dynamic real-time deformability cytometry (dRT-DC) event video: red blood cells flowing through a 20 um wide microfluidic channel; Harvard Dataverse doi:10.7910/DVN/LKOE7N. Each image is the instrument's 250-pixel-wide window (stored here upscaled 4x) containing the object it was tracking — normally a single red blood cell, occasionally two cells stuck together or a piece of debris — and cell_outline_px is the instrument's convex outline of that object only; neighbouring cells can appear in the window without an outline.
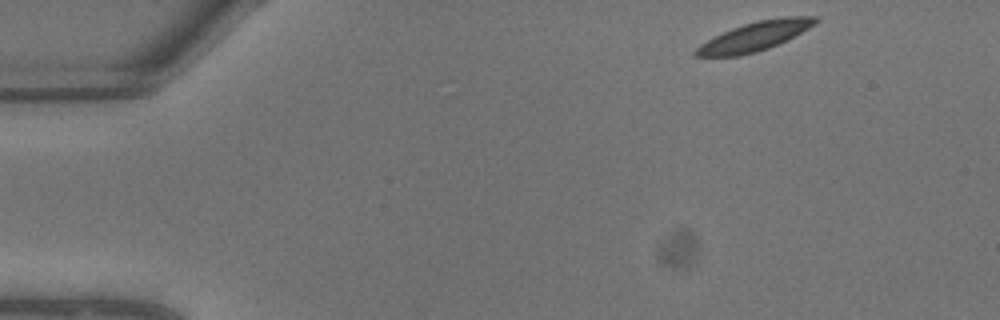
{"species": "common noctule bat (a hibernating species)", "species_latin": "Nyctalus noctula", "temperature_condition": "warm", "stored_images_in_passage": 8, "camera_frame_rate_fps": 3000, "um_per_image_px": 0.085, "animal": {"sex": "male", "body_mass_g": 13.3}, "frame": {"image": 1, "passage_image": 1, "time_ms": 0.0, "image_size_px": [1000, 320], "cell_outline_px": [[820, 20], [816, 24], [768, 48], [756, 52], [740, 56], [692, 56], [692, 52], [700, 44], [732, 28], [744, 24], [760, 20], [784, 16], [816, 16]], "centroid_in_image_um": [64.14, 3.09], "position_along_channel_um": 20.9, "area_um2": 19.88}}
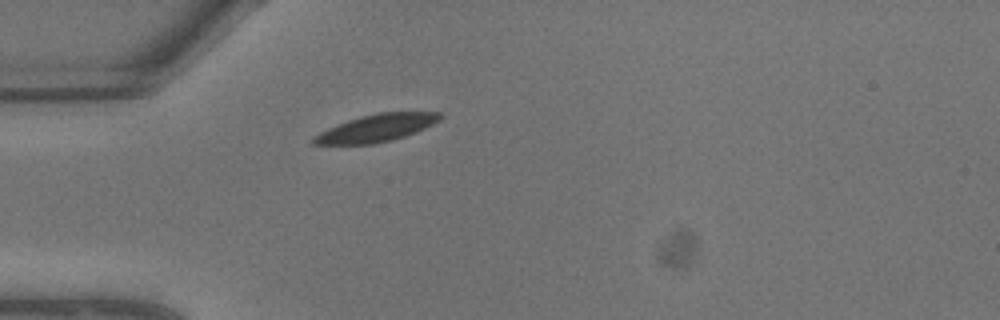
{"frame": {"image": 2, "passage_image": 5, "time_ms": 1.333, "image_size_px": [1000, 320], "cell_outline_px": [[444, 116], [440, 120], [416, 132], [392, 140], [376, 144], [312, 144], [312, 136], [328, 128], [348, 120], [360, 116], [376, 112], [440, 112]], "centroid_in_image_um": [32.0, 10.88], "position_along_channel_um": 53.0, "area_um2": 20.17}}
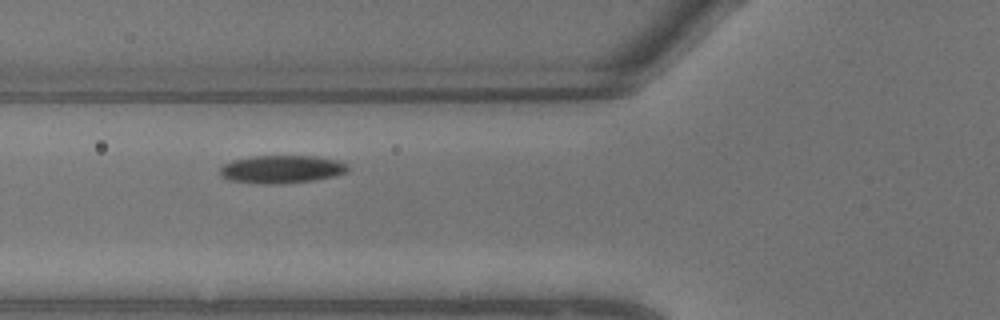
{"frame": {"image": 3, "passage_image": 7, "time_ms": 2.0, "image_size_px": [1000, 320], "cell_outline_px": [[348, 172], [336, 176], [312, 180], [280, 184], [260, 184], [228, 180], [220, 176], [220, 168], [224, 164], [232, 160], [252, 156], [312, 156], [336, 160], [348, 164]], "centroid_in_image_um": [23.92, 14.39], "position_along_channel_um": 101.9, "area_um2": 20.92}}